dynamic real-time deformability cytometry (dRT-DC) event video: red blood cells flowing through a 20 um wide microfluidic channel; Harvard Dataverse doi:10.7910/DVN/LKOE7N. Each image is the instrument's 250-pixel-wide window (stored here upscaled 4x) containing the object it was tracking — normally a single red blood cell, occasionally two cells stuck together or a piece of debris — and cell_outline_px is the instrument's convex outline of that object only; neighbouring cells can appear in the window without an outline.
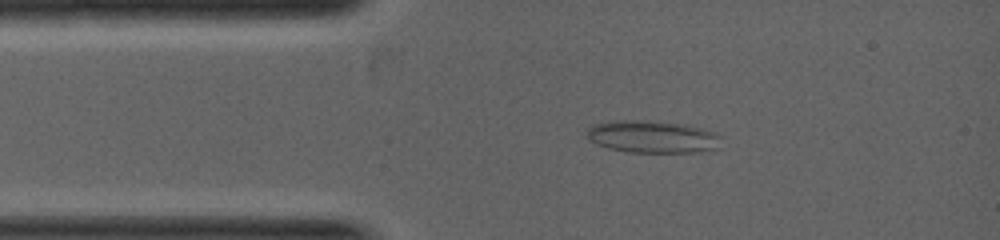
{"species": "common noctule bat (a hibernating species)", "species_latin": "Nyctalus noctula", "temperature_condition": "warm", "stored_images_in_passage": 45, "camera_frame_rate_fps": 5000, "um_per_image_px": 0.085, "animal": {"sex": "female", "body_mass_g": 19.0, "forearm_length_mm": 53.3}, "frame": {"image": 1, "passage_image": 6, "time_ms": 0.8, "image_size_px": [1000, 240], "cell_outline_px": [[720, 136], [716, 148], [700, 152], [632, 152], [608, 148], [596, 144], [584, 136], [588, 128], [596, 124], [620, 120], [648, 120], [684, 124], [716, 132]], "centroid_in_image_um": [55.42, 11.62], "position_along_channel_um": 29.6, "area_um2": 25.2}}
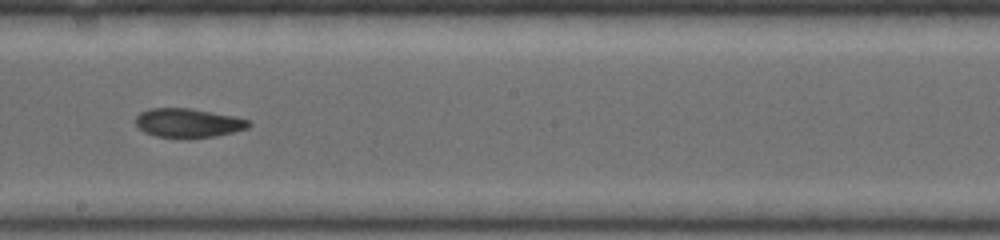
{"frame": {"image": 2, "passage_image": 22, "time_ms": 3.6, "image_size_px": [1000, 240], "cell_outline_px": [[252, 124], [248, 128], [216, 136], [156, 136], [144, 132], [136, 124], [136, 116], [140, 112], [148, 108], [192, 108], [236, 116], [248, 120]], "centroid_in_image_um": [16.01, 10.41], "position_along_channel_um": 232.2, "area_um2": 18.79}}
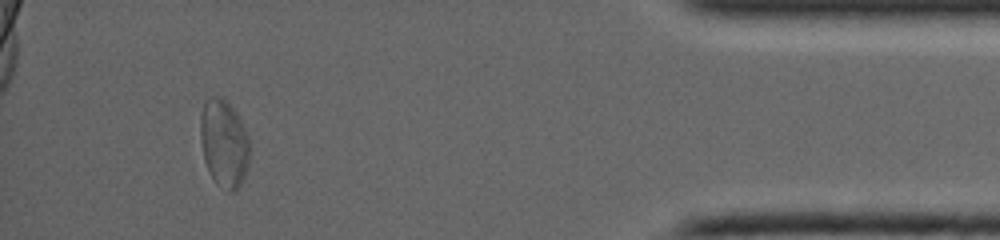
{"frame": {"image": 3, "passage_image": 40, "time_ms": 6.6, "image_size_px": [1000, 240], "cell_outline_px": [[248, 164], [244, 176], [240, 184], [232, 192], [228, 192], [216, 184], [204, 160], [200, 140], [200, 116], [204, 100], [208, 96], [224, 96], [228, 100], [236, 112], [248, 136]], "centroid_in_image_um": [19.0, 12.12], "position_along_channel_um": 416.2, "area_um2": 25.32}}